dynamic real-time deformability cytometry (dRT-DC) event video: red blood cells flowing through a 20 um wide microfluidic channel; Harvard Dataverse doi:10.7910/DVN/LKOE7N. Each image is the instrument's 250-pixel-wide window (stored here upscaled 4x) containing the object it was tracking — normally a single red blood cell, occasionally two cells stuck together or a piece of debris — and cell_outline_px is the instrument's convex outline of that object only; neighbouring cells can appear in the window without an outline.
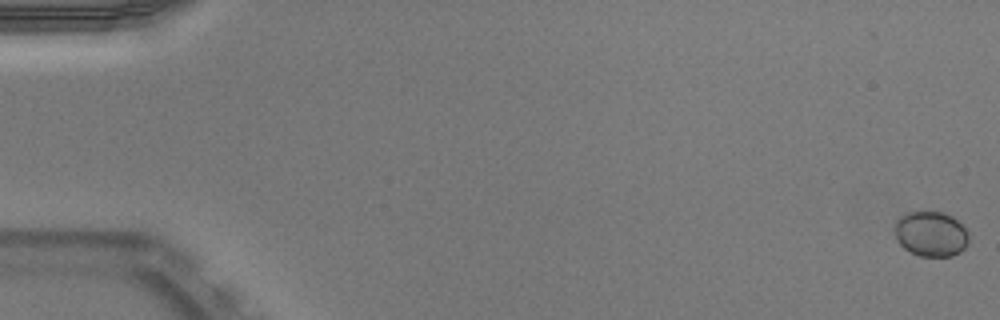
{"species": "Egyptian fruit bat (a non-hibernating species)", "species_latin": "Rousettus aegyptiacus", "temperature_condition": "warm", "stored_images_in_passage": 46, "camera_frame_rate_fps": 3000, "um_per_image_px": 0.085, "animal": {"sex": "male"}, "frame": {"image": 1, "passage_image": 1, "time_ms": 0.0, "image_size_px": [1000, 320], "cell_outline_px": [[968, 244], [960, 252], [952, 256], [920, 256], [904, 248], [896, 240], [896, 220], [900, 216], [908, 212], [940, 212], [952, 216], [968, 232]], "centroid_in_image_um": [79.13, 19.89], "position_along_channel_um": 5.9, "area_um2": 19.31}}
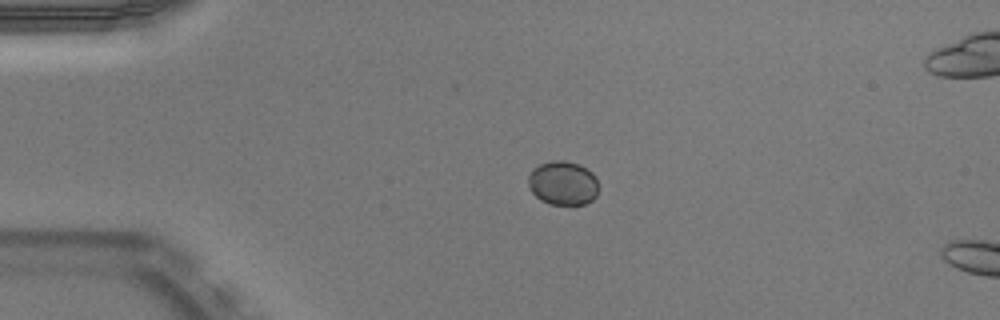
{"frame": {"image": 2, "passage_image": 13, "time_ms": 4.0, "image_size_px": [1000, 320], "cell_outline_px": [[596, 196], [592, 200], [584, 204], [548, 204], [540, 200], [532, 192], [528, 184], [528, 176], [532, 168], [540, 164], [552, 160], [564, 160], [580, 164], [592, 172], [596, 176]], "centroid_in_image_um": [47.82, 15.55], "position_along_channel_um": 37.2, "area_um2": 18.09}}
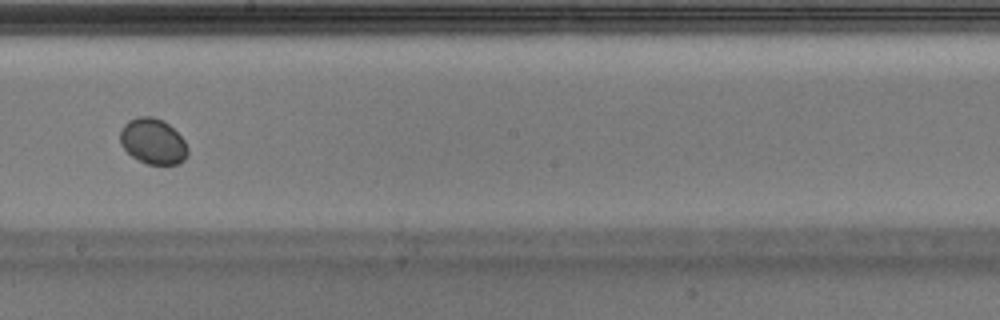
{"frame": {"image": 3, "passage_image": 31, "time_ms": 10.0, "image_size_px": [1000, 320], "cell_outline_px": [[188, 156], [180, 164], [148, 164], [132, 156], [120, 144], [120, 132], [124, 124], [128, 120], [140, 116], [152, 116], [168, 124], [184, 140], [188, 148]], "centroid_in_image_um": [13.01, 12.02], "position_along_channel_um": 235.2, "area_um2": 17.86}}